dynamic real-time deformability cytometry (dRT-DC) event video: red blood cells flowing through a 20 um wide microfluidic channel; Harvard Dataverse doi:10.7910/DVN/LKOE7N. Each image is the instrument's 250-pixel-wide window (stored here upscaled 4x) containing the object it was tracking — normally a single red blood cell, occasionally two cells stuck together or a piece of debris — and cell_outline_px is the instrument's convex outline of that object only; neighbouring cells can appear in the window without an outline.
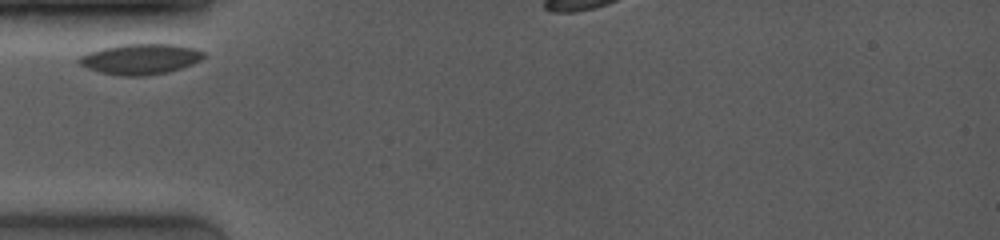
{"species": "common noctule bat (a hibernating species)", "species_latin": "Nyctalus noctula", "temperature_condition": "room temperature", "stored_images_in_passage": 26, "camera_frame_rate_fps": 4000, "um_per_image_px": 0.085, "animal": {"sex": "female", "body_mass_g": 19.0, "forearm_length_mm": 53.3}, "frame": {"image": 1, "passage_image": 1, "time_ms": 0.0, "image_size_px": [1000, 240], "cell_outline_px": [[204, 56], [200, 60], [192, 64], [168, 72], [148, 76], [120, 76], [100, 72], [88, 68], [80, 64], [76, 60], [80, 56], [88, 52], [120, 44], [176, 44], [192, 48], [204, 52]], "centroid_in_image_um": [11.92, 5.02], "position_along_channel_um": 73.1, "area_um2": 22.14}}